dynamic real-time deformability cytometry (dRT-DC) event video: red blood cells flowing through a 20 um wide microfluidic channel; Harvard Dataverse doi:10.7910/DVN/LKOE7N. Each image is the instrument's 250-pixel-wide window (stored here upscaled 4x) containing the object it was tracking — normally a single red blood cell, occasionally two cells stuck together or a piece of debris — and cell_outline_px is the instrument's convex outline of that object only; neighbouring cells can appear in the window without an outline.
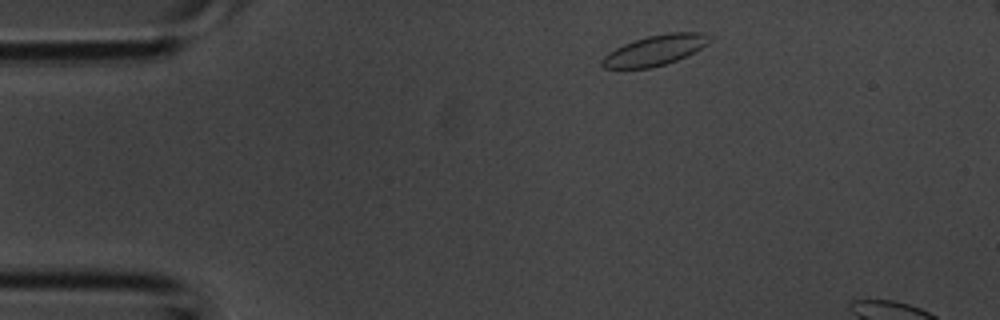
{"species": "common noctule bat (a hibernating species)", "species_latin": "Nyctalus noctula", "temperature_condition": "room temperature", "stored_images_in_passage": 5, "camera_frame_rate_fps": 3000, "um_per_image_px": 0.085, "animal": {"sex": "male", "body_mass_g": 20.1, "forearm_length_mm": 53.5}, "frame": {"image": 1, "passage_image": 1, "time_ms": 0.0, "image_size_px": [1000, 320], "cell_outline_px": [[712, 40], [708, 44], [676, 60], [652, 68], [604, 68], [600, 64], [600, 60], [608, 52], [624, 44], [648, 36], [668, 32], [704, 32]], "centroid_in_image_um": [55.66, 4.27], "position_along_channel_um": 29.3, "area_um2": 18.79}}